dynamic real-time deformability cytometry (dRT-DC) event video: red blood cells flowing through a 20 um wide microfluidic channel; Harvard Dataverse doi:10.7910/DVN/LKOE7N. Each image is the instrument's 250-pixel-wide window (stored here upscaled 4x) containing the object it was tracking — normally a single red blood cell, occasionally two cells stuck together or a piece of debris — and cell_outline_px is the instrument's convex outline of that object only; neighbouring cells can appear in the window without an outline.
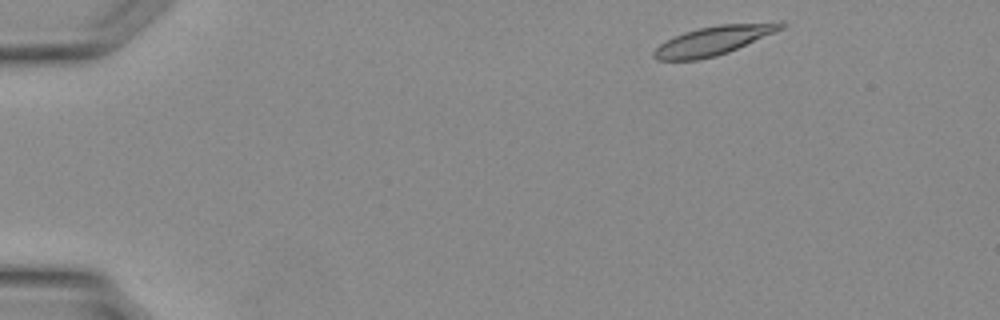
{"species": "Egyptian fruit bat (a non-hibernating species)", "species_latin": "Rousettus aegyptiacus", "temperature_condition": "warm", "stored_images_in_passage": 3, "camera_frame_rate_fps": 3000, "um_per_image_px": 0.085, "animal": {"sex": "female"}, "frame": {"image": 1, "passage_image": 2, "time_ms": 0.333, "image_size_px": [1000, 320], "cell_outline_px": [[788, 24], [784, 28], [728, 52], [716, 56], [696, 60], [656, 60], [652, 56], [652, 52], [660, 44], [684, 32], [700, 28], [720, 24], [780, 20]], "centroid_in_image_um": [60.73, 3.41], "position_along_channel_um": 24.3, "area_um2": 21.62}}